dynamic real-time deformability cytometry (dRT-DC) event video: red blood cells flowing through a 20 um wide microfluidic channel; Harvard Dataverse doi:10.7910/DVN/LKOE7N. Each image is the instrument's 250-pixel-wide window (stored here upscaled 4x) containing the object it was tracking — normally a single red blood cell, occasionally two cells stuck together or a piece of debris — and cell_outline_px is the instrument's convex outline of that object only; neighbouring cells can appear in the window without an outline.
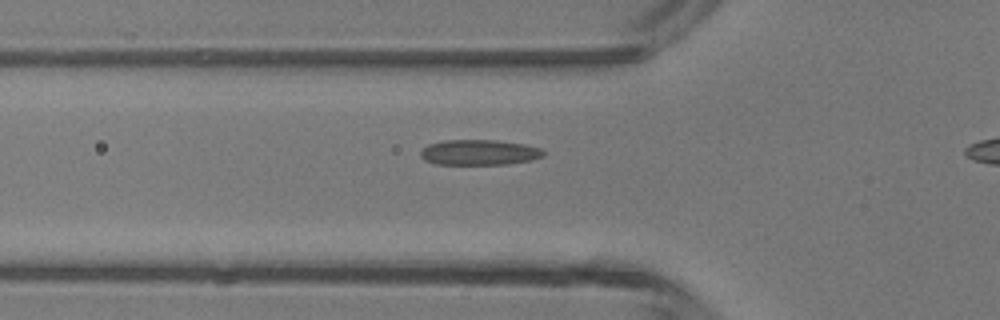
{"species": "common noctule bat (a hibernating species)", "species_latin": "Nyctalus noctula", "temperature_condition": "room temperature", "stored_images_in_passage": 32, "camera_frame_rate_fps": 3000, "um_per_image_px": 0.085, "animal": {"sex": "male", "body_mass_g": 13.3}, "frame": {"image": 1, "passage_image": 8, "time_ms": 2.333, "image_size_px": [1000, 320], "cell_outline_px": [[544, 156], [532, 160], [508, 164], [436, 164], [424, 160], [420, 156], [420, 152], [428, 144], [444, 140], [496, 140], [524, 144], [540, 148], [544, 152]], "centroid_in_image_um": [40.73, 12.95], "position_along_channel_um": 85.1, "area_um2": 18.21}}
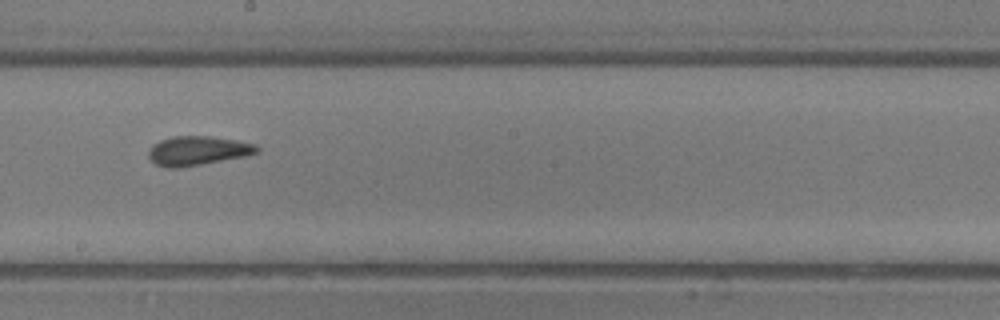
{"frame": {"image": 2, "passage_image": 18, "time_ms": 5.667, "image_size_px": [1000, 320], "cell_outline_px": [[260, 152], [248, 156], [180, 168], [168, 168], [156, 164], [148, 156], [148, 152], [152, 144], [160, 140], [172, 136], [208, 136], [236, 140], [256, 144], [260, 148]], "centroid_in_image_um": [16.83, 12.81], "position_along_channel_um": 231.4, "area_um2": 18.67}}
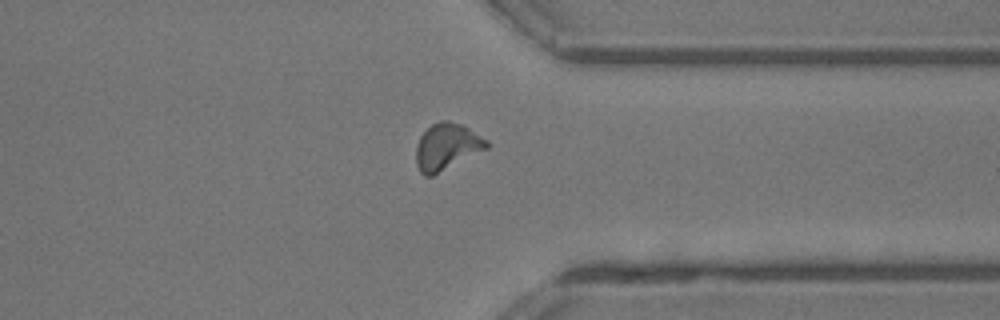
{"frame": {"image": 3, "passage_image": 28, "time_ms": 9.0, "image_size_px": [1000, 320], "cell_outline_px": [[488, 148], [432, 176], [424, 176], [420, 172], [416, 164], [416, 144], [420, 136], [432, 124], [440, 120], [448, 120], [460, 124], [468, 128], [488, 140]], "centroid_in_image_um": [37.96, 12.47], "position_along_channel_um": 373.4, "area_um2": 19.07}}